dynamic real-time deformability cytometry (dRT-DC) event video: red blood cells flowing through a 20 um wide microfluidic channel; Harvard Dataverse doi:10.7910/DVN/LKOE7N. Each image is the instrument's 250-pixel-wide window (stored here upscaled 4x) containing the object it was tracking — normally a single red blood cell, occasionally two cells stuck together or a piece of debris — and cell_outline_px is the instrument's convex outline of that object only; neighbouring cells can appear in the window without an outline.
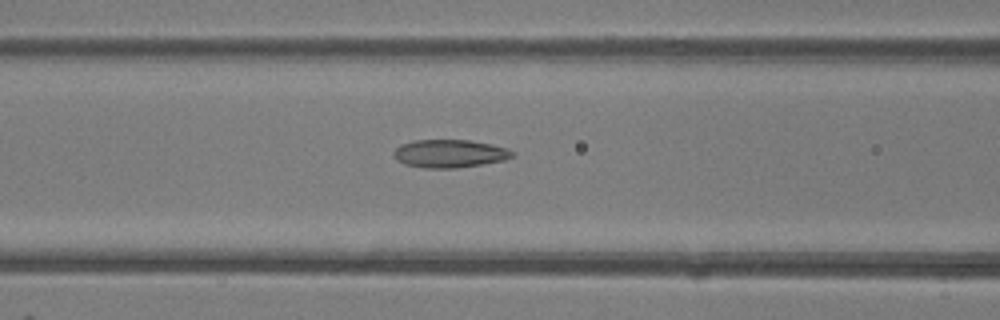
{"species": "common noctule bat (a hibernating species)", "species_latin": "Nyctalus noctula", "temperature_condition": "room temperature", "stored_images_in_passage": 49, "camera_frame_rate_fps": 3000, "um_per_image_px": 0.085, "animal": {"sex": "female"}, "frame": {"image": 1, "passage_image": 20, "time_ms": 6.333, "image_size_px": [1000, 320], "cell_outline_px": [[516, 156], [504, 160], [456, 168], [424, 168], [404, 164], [396, 160], [392, 152], [400, 144], [412, 140], [468, 140], [492, 144], [508, 148], [516, 152]], "centroid_in_image_um": [38.22, 13.05], "position_along_channel_um": 128.4, "area_um2": 19.59}}
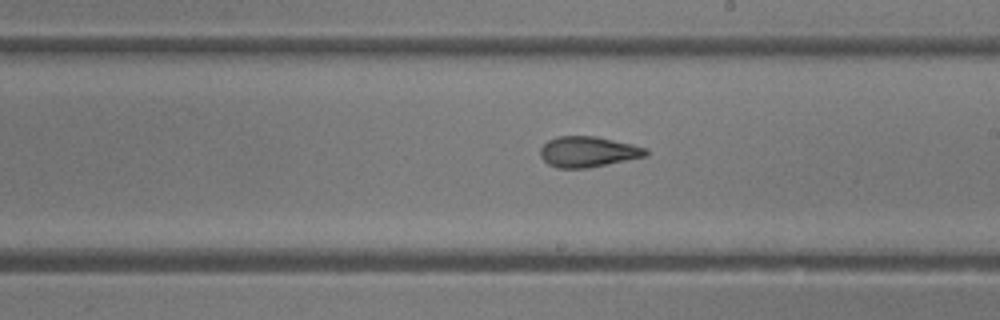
{"frame": {"image": 2, "passage_image": 28, "time_ms": 9.0, "image_size_px": [1000, 320], "cell_outline_px": [[648, 156], [588, 168], [556, 168], [548, 164], [540, 156], [540, 148], [548, 140], [556, 136], [596, 136], [632, 144], [648, 148]], "centroid_in_image_um": [49.99, 12.9], "position_along_channel_um": 239.0, "area_um2": 19.02}}
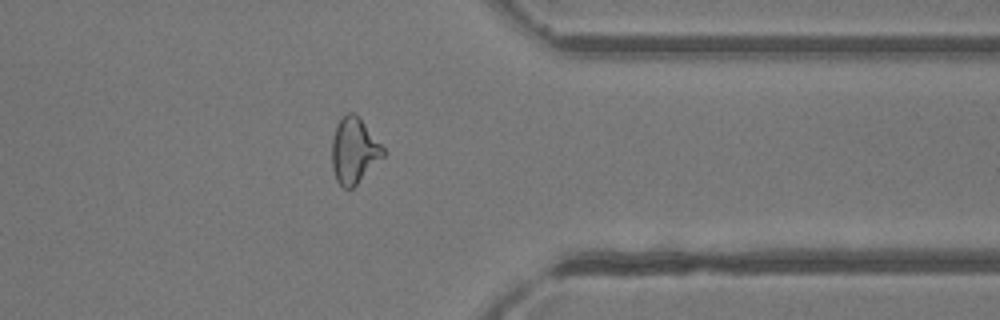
{"frame": {"image": 3, "passage_image": 39, "time_ms": 12.667, "image_size_px": [1000, 320], "cell_outline_px": [[384, 156], [352, 188], [344, 188], [336, 180], [332, 168], [332, 140], [336, 124], [348, 112], [356, 112], [360, 116], [384, 148]], "centroid_in_image_um": [30.09, 12.77], "position_along_channel_um": 381.3, "area_um2": 19.59}, "authors_computed_cell_mechanics": {"area_um2": 20.23, "velocity_mm_per_s": 4.1459, "shape_relaxation_time_tau1_ms": null, "shape_relaxation_time_tau2_ms": 2.2032, "deformation_change_tau1": null, "deformation_change_tau2": 0.0973}}